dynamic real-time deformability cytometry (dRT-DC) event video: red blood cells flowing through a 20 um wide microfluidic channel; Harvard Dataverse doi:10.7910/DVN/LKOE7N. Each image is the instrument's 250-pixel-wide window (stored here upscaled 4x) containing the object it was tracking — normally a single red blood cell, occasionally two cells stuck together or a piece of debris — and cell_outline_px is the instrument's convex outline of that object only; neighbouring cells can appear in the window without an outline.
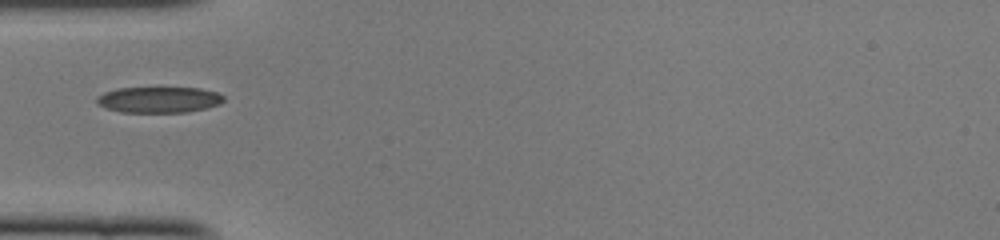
{"species": "common noctule bat (a hibernating species)", "species_latin": "Nyctalus noctula", "temperature_condition": "cold", "stored_images_in_passage": 34, "camera_frame_rate_fps": 3000, "um_per_image_px": 0.085, "animal": {"sex": "female", "body_mass_g": 22.0, "forearm_length_mm": 56.7}, "frame": {"image": 1, "passage_image": 1, "time_ms": 0.0, "image_size_px": [1000, 240], "cell_outline_px": [[224, 100], [220, 104], [188, 112], [120, 112], [104, 108], [96, 104], [96, 96], [104, 92], [116, 88], [200, 88], [216, 92], [224, 96]], "centroid_in_image_um": [13.45, 8.47], "position_along_channel_um": 71.5, "area_um2": 19.31}}
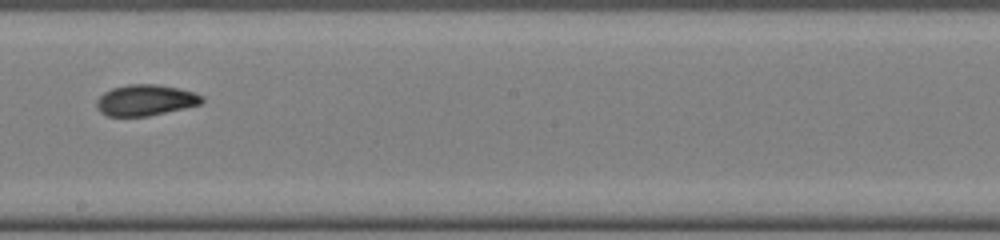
{"frame": {"image": 2, "passage_image": 13, "time_ms": 4.0, "image_size_px": [1000, 240], "cell_outline_px": [[204, 100], [200, 104], [184, 108], [148, 116], [108, 116], [100, 112], [96, 108], [96, 100], [104, 92], [112, 88], [128, 84], [160, 84], [180, 88], [204, 96]], "centroid_in_image_um": [12.35, 8.5], "position_along_channel_um": 235.8, "area_um2": 19.13}}
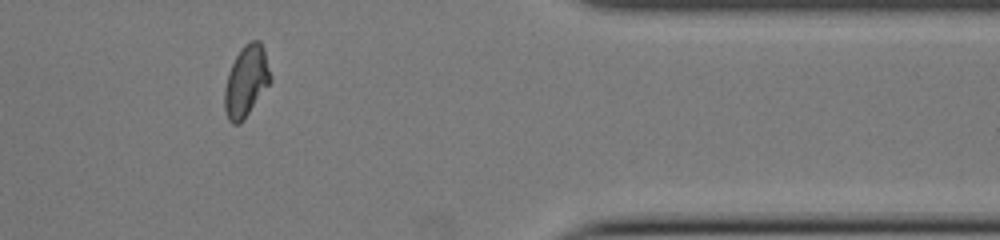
{"frame": {"image": 3, "passage_image": 26, "time_ms": 8.333, "image_size_px": [1000, 240], "cell_outline_px": [[272, 80], [240, 124], [232, 124], [228, 120], [224, 108], [224, 88], [228, 72], [240, 48], [244, 44], [252, 40], [260, 40], [264, 48], [272, 76]], "centroid_in_image_um": [20.92, 6.88], "position_along_channel_um": 390.5, "area_um2": 19.13}}